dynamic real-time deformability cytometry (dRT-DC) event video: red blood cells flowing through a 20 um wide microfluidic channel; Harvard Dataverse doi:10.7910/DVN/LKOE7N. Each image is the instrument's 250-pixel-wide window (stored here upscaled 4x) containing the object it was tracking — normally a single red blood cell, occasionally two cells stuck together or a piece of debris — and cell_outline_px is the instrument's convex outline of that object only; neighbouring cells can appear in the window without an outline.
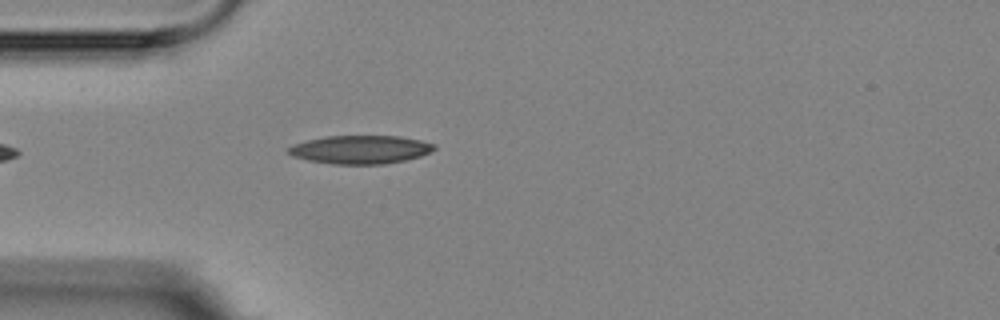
{"species": "Egyptian fruit bat (a non-hibernating species)", "species_latin": "Rousettus aegyptiacus", "temperature_condition": "room temperature", "stored_images_in_passage": 1, "camera_frame_rate_fps": 3000, "um_per_image_px": 0.085, "animal": {"sex": "female"}, "frame": {"image": 1, "passage_image": 1, "time_ms": 0.0, "image_size_px": [1000, 320], "cell_outline_px": [[436, 148], [432, 152], [420, 156], [404, 160], [384, 164], [332, 164], [308, 160], [292, 156], [288, 152], [288, 148], [292, 144], [324, 136], [400, 136], [420, 140], [436, 144]], "centroid_in_image_um": [30.64, 12.71], "position_along_channel_um": 54.4, "area_um2": 24.16}}